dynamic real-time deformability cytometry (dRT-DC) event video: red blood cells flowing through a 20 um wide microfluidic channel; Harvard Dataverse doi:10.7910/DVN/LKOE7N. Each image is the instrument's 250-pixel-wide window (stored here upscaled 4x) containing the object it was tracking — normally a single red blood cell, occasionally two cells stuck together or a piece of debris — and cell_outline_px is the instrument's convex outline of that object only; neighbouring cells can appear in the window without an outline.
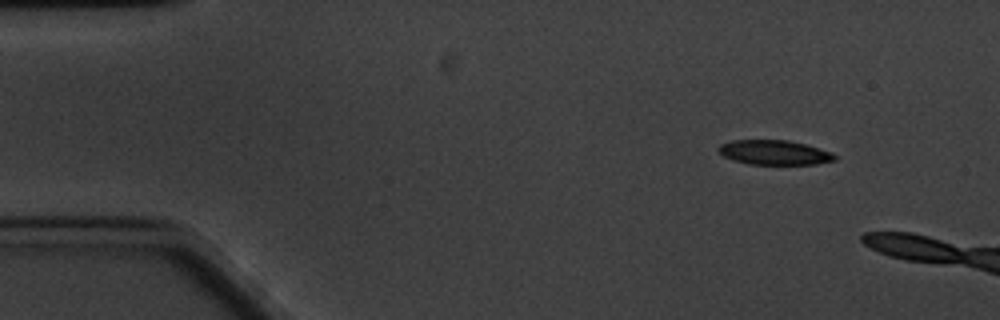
{"species": "common noctule bat (a hibernating species)", "species_latin": "Nyctalus noctula", "temperature_condition": "cold", "stored_images_in_passage": 11, "camera_frame_rate_fps": 3000, "um_per_image_px": 0.085, "animal": {"sex": "male", "body_mass_g": 20.1, "forearm_length_mm": 53.5}, "frame": {"image": 1, "passage_image": 1, "time_ms": 0.0, "image_size_px": [1000, 320], "cell_outline_px": [[836, 160], [816, 164], [752, 164], [732, 160], [724, 156], [716, 148], [720, 144], [732, 140], [788, 140], [804, 144], [832, 152], [836, 156]], "centroid_in_image_um": [65.81, 12.96], "position_along_channel_um": 19.2, "area_um2": 16.59}}